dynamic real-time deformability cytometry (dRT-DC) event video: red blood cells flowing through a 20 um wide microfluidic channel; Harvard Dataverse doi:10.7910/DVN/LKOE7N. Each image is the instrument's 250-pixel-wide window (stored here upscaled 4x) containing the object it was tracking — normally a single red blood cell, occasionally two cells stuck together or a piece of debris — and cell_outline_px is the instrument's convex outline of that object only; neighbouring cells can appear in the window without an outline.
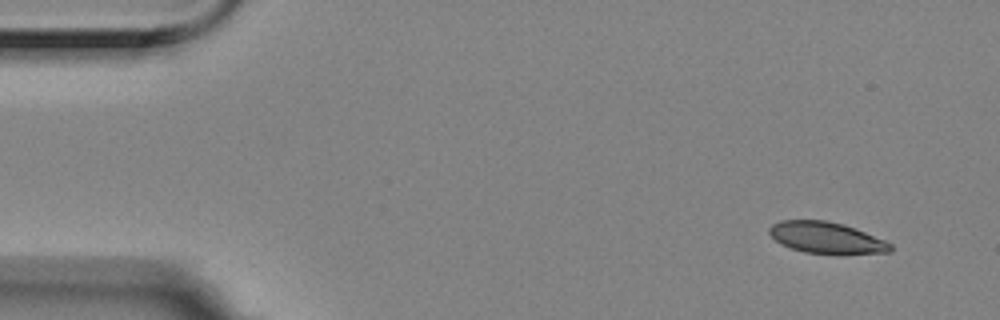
{"species": "Egyptian fruit bat (a non-hibernating species)", "species_latin": "Rousettus aegyptiacus", "temperature_condition": "room temperature", "stored_images_in_passage": 8, "camera_frame_rate_fps": 3000, "um_per_image_px": 0.085, "animal": {"sex": "female"}, "frame": {"image": 1, "passage_image": 1, "time_ms": 0.0, "image_size_px": [1000, 320], "cell_outline_px": [[892, 252], [836, 256], [804, 252], [780, 244], [768, 232], [768, 228], [772, 224], [780, 220], [824, 220], [844, 224], [856, 228], [884, 240], [892, 244]], "centroid_in_image_um": [70.28, 20.24], "position_along_channel_um": 14.7, "area_um2": 22.83}}
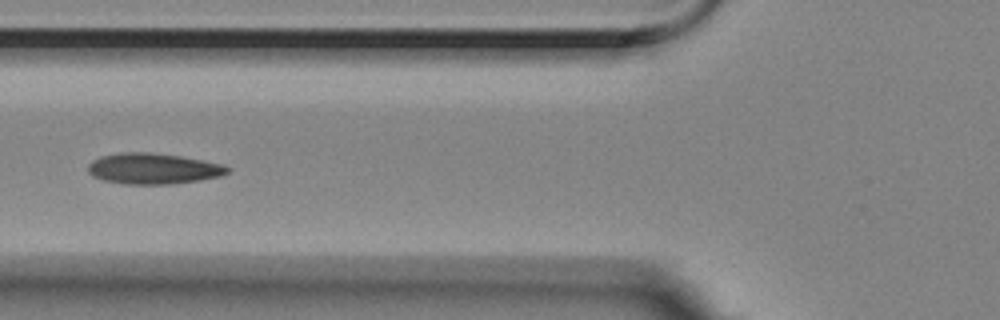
{"frame": {"image": 2, "passage_image": 6, "time_ms": 1.667, "image_size_px": [1000, 320], "cell_outline_px": [[232, 168], [228, 172], [220, 176], [200, 180], [172, 184], [124, 184], [104, 180], [92, 176], [88, 172], [88, 164], [92, 160], [100, 156], [120, 152], [152, 152], [180, 156], [224, 164]], "centroid_in_image_um": [13.02, 14.33], "position_along_channel_um": 112.8, "area_um2": 25.26}}
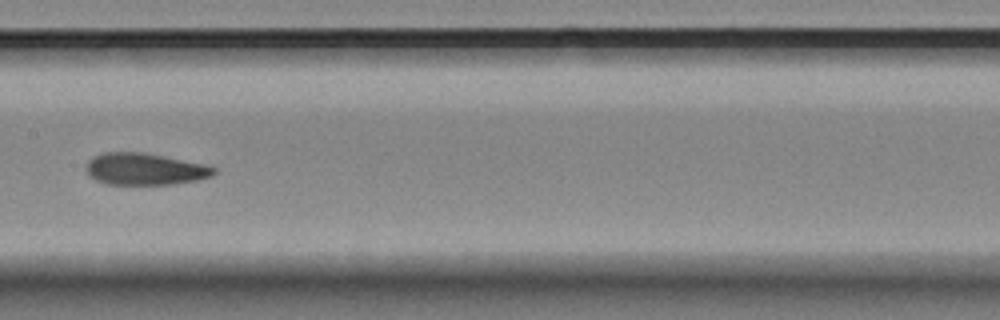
{"frame": {"image": 3, "passage_image": 8, "time_ms": 2.333, "image_size_px": [1000, 320], "cell_outline_px": [[216, 172], [212, 176], [196, 180], [172, 184], [104, 184], [88, 176], [84, 168], [88, 160], [92, 156], [104, 152], [144, 152], [200, 164], [216, 168]], "centroid_in_image_um": [12.21, 14.37], "position_along_channel_um": 195.2, "area_um2": 23.64}}